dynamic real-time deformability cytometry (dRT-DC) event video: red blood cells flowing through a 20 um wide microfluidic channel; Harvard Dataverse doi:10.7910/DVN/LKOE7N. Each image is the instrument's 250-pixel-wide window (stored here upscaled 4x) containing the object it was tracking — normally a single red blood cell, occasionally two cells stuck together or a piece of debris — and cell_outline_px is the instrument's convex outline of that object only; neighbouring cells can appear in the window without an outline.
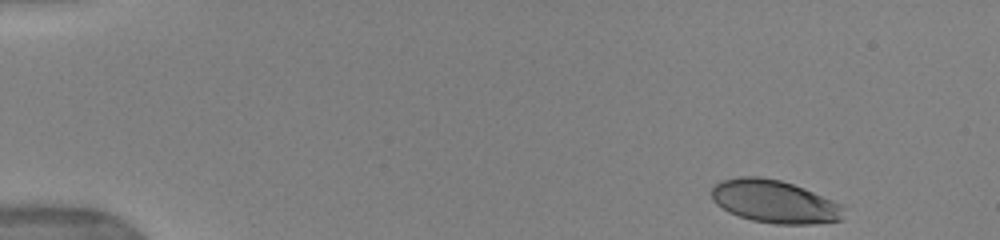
{"species": "human", "species_latin": "Homo sapiens", "temperature_condition": "warm", "stored_images_in_passage": 16, "camera_frame_rate_fps": 3000, "um_per_image_px": 0.085, "donor": {"sex": "female"}, "frame": {"image": 1, "passage_image": 1, "time_ms": 0.0, "image_size_px": [1000, 240], "cell_outline_px": [[844, 220], [812, 224], [776, 224], [752, 220], [728, 212], [716, 204], [712, 200], [712, 188], [720, 180], [740, 176], [760, 176], [780, 180], [804, 188], [832, 200], [840, 204], [844, 208]], "centroid_in_image_um": [65.83, 17.13], "position_along_channel_um": 19.2, "area_um2": 33.12}}